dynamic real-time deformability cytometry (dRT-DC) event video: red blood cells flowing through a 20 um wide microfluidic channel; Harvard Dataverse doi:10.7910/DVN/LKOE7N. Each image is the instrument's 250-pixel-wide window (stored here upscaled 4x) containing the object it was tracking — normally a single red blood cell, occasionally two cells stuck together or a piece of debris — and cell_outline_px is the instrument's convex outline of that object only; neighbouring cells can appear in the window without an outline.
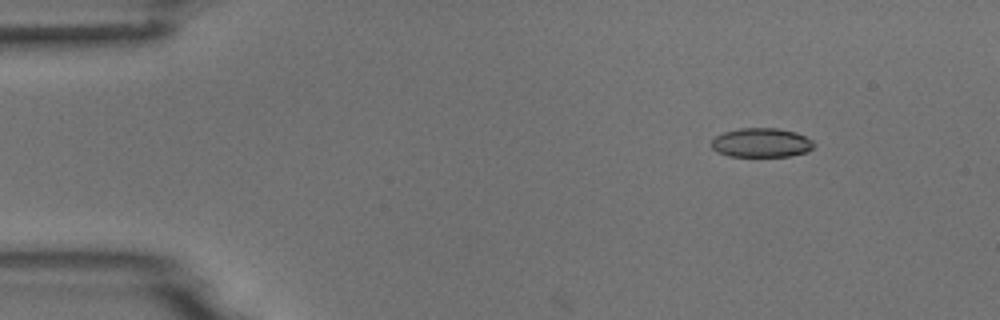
{"species": "common noctule bat (a hibernating species)", "species_latin": "Nyctalus noctula", "temperature_condition": "room temperature", "stored_images_in_passage": 4, "camera_frame_rate_fps": 3000, "um_per_image_px": 0.085, "animal": {"sex": "male", "body_mass_g": 18.8}, "frame": {"image": 1, "passage_image": 2, "time_ms": 1.0, "image_size_px": [1000, 320], "cell_outline_px": [[816, 144], [808, 152], [788, 156], [728, 156], [716, 152], [712, 148], [712, 140], [716, 136], [724, 132], [740, 128], [776, 128], [796, 132], [812, 140]], "centroid_in_image_um": [64.72, 12.13], "position_along_channel_um": 20.3, "area_um2": 17.46}}